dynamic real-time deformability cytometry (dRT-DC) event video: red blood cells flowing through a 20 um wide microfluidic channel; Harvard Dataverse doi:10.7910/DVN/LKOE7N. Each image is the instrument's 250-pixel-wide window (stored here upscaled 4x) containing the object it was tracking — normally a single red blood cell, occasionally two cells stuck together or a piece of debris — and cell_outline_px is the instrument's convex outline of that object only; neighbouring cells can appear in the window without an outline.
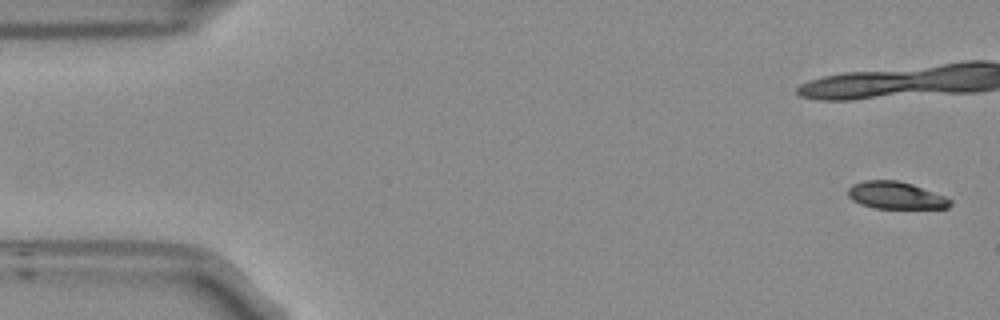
{"species": "Egyptian fruit bat (a non-hibernating species)", "species_latin": "Rousettus aegyptiacus", "temperature_condition": "room temperature", "stored_images_in_passage": 54, "camera_frame_rate_fps": 3000, "um_per_image_px": 0.085, "frame": {"image": 1, "passage_image": 1, "time_ms": 0.0, "image_size_px": [1000, 320], "cell_outline_px": [[952, 204], [948, 208], [872, 208], [860, 204], [852, 200], [848, 196], [848, 188], [852, 184], [864, 180], [900, 180], [912, 184], [944, 196], [952, 200]], "centroid_in_image_um": [76.11, 16.6], "position_along_channel_um": 8.9, "area_um2": 16.3}}
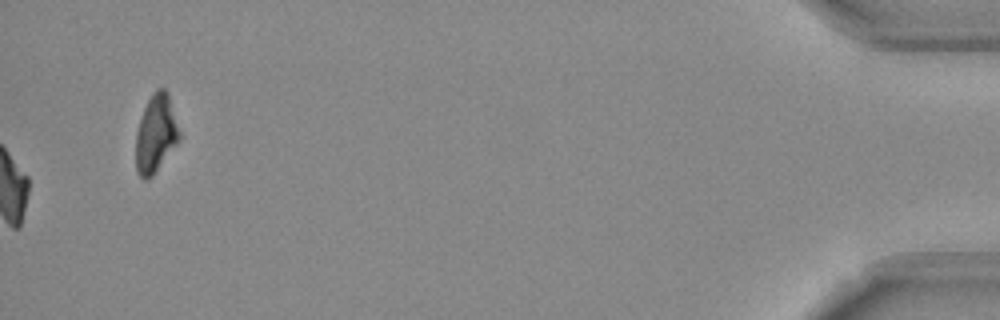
{"frame": {"image": 2, "passage_image": 54, "time_ms": 17.667, "image_size_px": [1000, 320], "cell_outline_px": [[180, 140], [152, 176], [148, 180], [144, 180], [140, 176], [136, 168], [136, 132], [144, 108], [152, 92], [156, 88], [164, 88], [168, 92], [180, 132]], "centroid_in_image_um": [13.25, 11.35], "position_along_channel_um": 421.9, "area_um2": 19.71}, "authors_computed_cell_mechanics": {"area_um2": 18.5249, "velocity_mm_per_s": 3.758, "shape_relaxation_time_tau1_ms": 3.4766, "shape_relaxation_time_tau2_ms": null, "deformation_change_tau1": 0.136, "deformation_change_tau2": null}}